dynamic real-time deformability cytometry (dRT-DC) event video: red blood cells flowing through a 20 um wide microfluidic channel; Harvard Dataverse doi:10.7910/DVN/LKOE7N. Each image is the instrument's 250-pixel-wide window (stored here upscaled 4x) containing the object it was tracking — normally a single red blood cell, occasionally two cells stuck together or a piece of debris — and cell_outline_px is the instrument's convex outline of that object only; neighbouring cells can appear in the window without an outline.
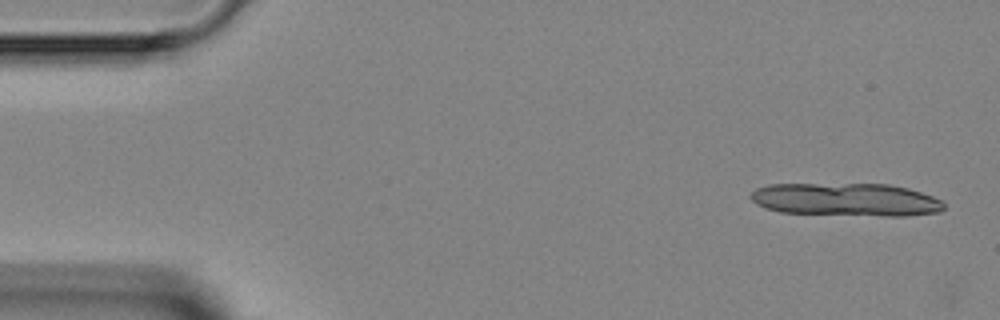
{"species": "Egyptian fruit bat (a non-hibernating species)", "species_latin": "Rousettus aegyptiacus", "temperature_condition": "room temperature", "stored_images_in_passage": 4, "camera_frame_rate_fps": 3000, "um_per_image_px": 0.085, "animal": {"sex": "female"}, "frame": {"image": 1, "passage_image": 1, "time_ms": 0.0, "image_size_px": [1000, 320], "cell_outline_px": [[944, 208], [940, 212], [908, 216], [888, 216], [780, 212], [764, 208], [756, 204], [748, 196], [756, 188], [768, 184], [888, 184], [908, 188], [944, 200]], "centroid_in_image_um": [71.92, 16.97], "position_along_channel_um": 13.1, "area_um2": 37.4}}